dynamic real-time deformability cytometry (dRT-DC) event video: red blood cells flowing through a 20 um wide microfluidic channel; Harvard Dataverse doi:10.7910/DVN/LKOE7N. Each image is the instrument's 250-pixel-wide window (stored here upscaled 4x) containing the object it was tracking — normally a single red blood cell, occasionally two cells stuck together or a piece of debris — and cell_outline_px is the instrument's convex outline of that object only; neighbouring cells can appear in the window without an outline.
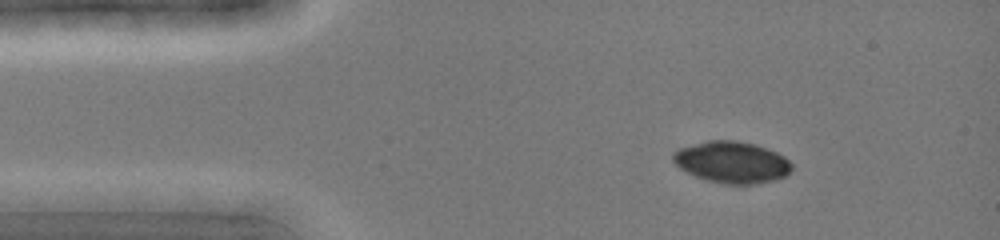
{"species": "common noctule bat (a hibernating species)", "species_latin": "Nyctalus noctula", "temperature_condition": "cold", "stored_images_in_passage": 10, "camera_frame_rate_fps": 3000, "um_per_image_px": 0.085, "animal": {"sex": "female", "body_mass_g": 19.0, "forearm_length_mm": 51.5}, "frame": {"image": 1, "passage_image": 5, "time_ms": 1.333, "image_size_px": [1000, 240], "cell_outline_px": [[792, 168], [784, 176], [776, 180], [756, 184], [724, 184], [708, 180], [696, 176], [680, 168], [672, 160], [672, 156], [680, 148], [708, 140], [736, 140], [752, 144], [776, 152], [784, 156], [792, 164]], "centroid_in_image_um": [62.22, 13.79], "position_along_channel_um": 22.8, "area_um2": 28.44}}